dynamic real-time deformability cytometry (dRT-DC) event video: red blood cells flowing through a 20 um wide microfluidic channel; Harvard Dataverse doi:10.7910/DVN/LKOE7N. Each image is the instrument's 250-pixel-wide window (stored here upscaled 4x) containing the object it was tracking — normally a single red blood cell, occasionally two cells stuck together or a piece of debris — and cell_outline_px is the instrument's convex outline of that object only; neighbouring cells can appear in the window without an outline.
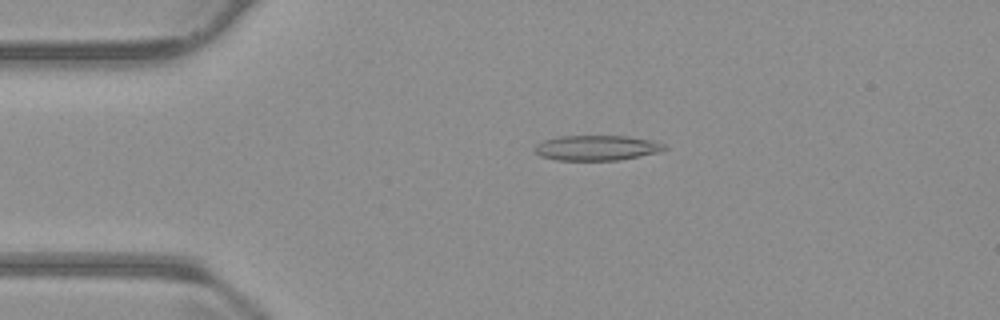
{"species": "common noctule bat (a hibernating species)", "species_latin": "Nyctalus noctula", "temperature_condition": "warm", "stored_images_in_passage": 53, "camera_frame_rate_fps": 3000, "um_per_image_px": 0.085, "animal": {"sex": "male", "body_mass_g": 23.1, "forearm_length_mm": 52.7}, "frame": {"image": 1, "passage_image": 11, "time_ms": 3.333, "image_size_px": [1000, 320], "cell_outline_px": [[668, 148], [660, 152], [620, 160], [556, 160], [540, 156], [532, 148], [536, 144], [544, 140], [556, 136], [628, 136], [652, 140], [664, 144]], "centroid_in_image_um": [50.71, 12.56], "position_along_channel_um": 34.3, "area_um2": 19.19}}
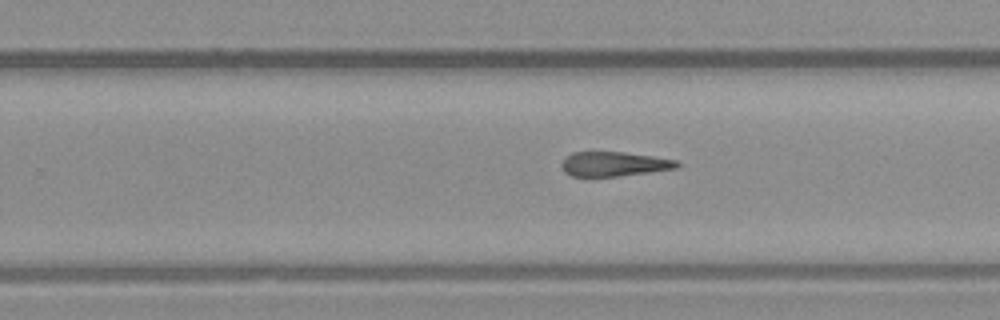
{"frame": {"image": 2, "passage_image": 33, "time_ms": 10.667, "image_size_px": [1000, 320], "cell_outline_px": [[680, 164], [676, 168], [620, 176], [572, 176], [564, 172], [560, 164], [572, 152], [624, 152], [680, 160]], "centroid_in_image_um": [52.21, 13.94], "position_along_channel_um": 277.6, "area_um2": 16.42}}
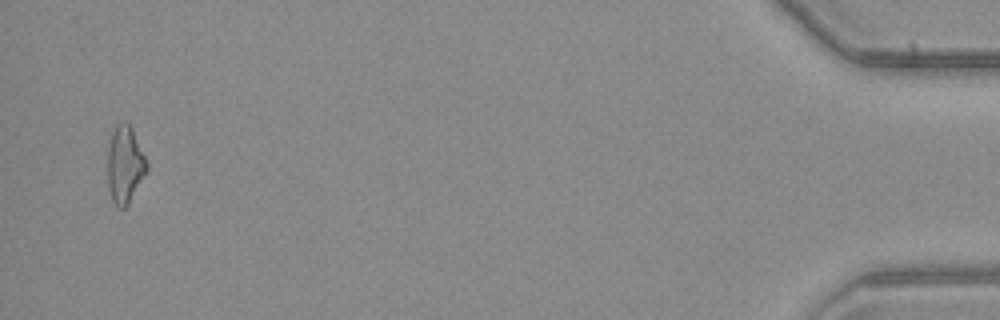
{"frame": {"image": 3, "passage_image": 52, "time_ms": 17.0, "image_size_px": [1000, 320], "cell_outline_px": [[148, 168], [128, 204], [124, 208], [116, 208], [112, 200], [108, 188], [108, 148], [112, 132], [116, 124], [120, 120], [128, 120], [132, 128], [148, 164]], "centroid_in_image_um": [10.6, 13.96], "position_along_channel_um": 424.6, "area_um2": 17.69}, "authors_computed_cell_mechanics": {"area_um2": 18.0336, "velocity_mm_per_s": 3.8228, "shape_relaxation_time_tau1_ms": 4.6553, "shape_relaxation_time_tau2_ms": 5.8834, "deformation_change_tau1": 0.1631, "deformation_change_tau2": 0.2074}}